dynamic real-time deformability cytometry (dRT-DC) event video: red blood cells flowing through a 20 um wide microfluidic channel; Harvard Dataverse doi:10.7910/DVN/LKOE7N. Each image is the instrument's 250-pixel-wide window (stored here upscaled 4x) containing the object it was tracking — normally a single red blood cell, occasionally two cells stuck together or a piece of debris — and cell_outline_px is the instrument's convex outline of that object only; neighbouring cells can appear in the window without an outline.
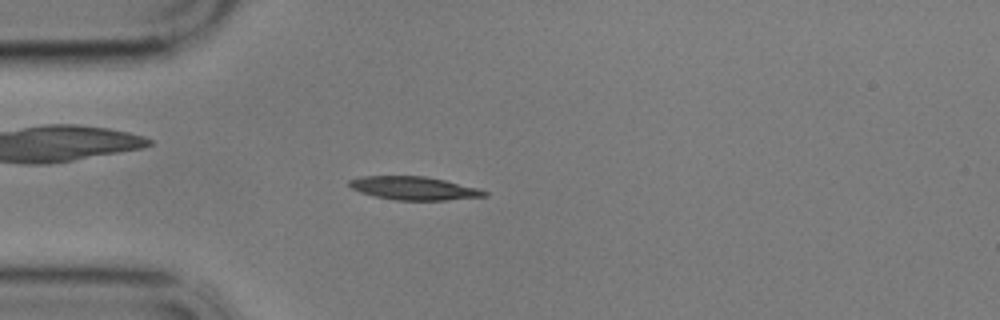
{"species": "common noctule bat (a hibernating species)", "species_latin": "Nyctalus noctula", "temperature_condition": "cold", "stored_images_in_passage": 52, "camera_frame_rate_fps": 3000, "um_per_image_px": 0.085, "animal": {"sex": "male", "body_mass_g": 17.9}, "frame": {"image": 1, "passage_image": 9, "time_ms": 2.667, "image_size_px": [1000, 320], "cell_outline_px": [[488, 196], [444, 200], [396, 200], [376, 196], [360, 192], [352, 188], [348, 184], [348, 180], [360, 176], [424, 176], [444, 180], [480, 188], [488, 192]], "centroid_in_image_um": [35.2, 15.99], "position_along_channel_um": 49.8, "area_um2": 18.32}}
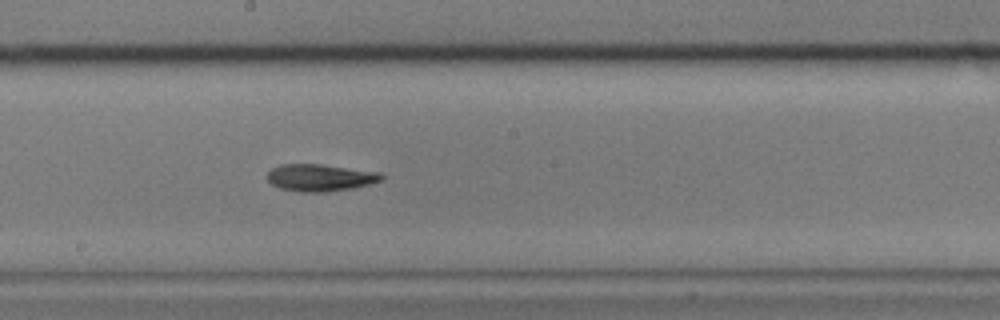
{"frame": {"image": 2, "passage_image": 25, "time_ms": 8.0, "image_size_px": [1000, 320], "cell_outline_px": [[384, 180], [352, 188], [324, 192], [300, 192], [280, 188], [272, 184], [268, 180], [268, 172], [272, 168], [280, 164], [320, 164], [380, 172], [384, 176]], "centroid_in_image_um": [27.22, 15.09], "position_along_channel_um": 221.0, "area_um2": 17.98}}
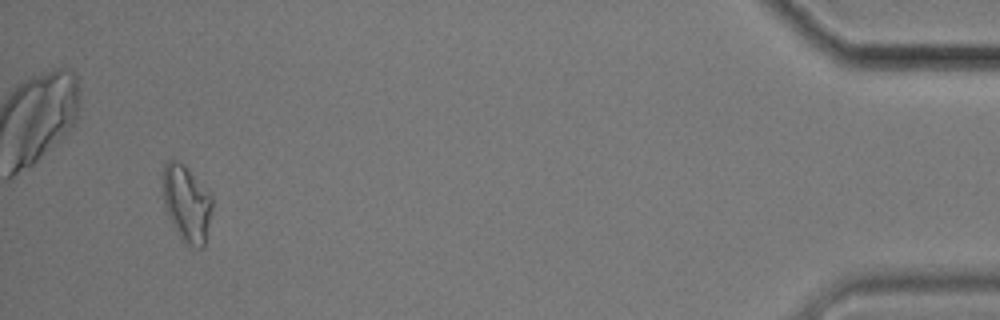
{"frame": {"image": 3, "passage_image": 49, "time_ms": 16.0, "image_size_px": [1000, 320], "cell_outline_px": [[212, 208], [204, 244], [200, 248], [196, 248], [188, 244], [176, 232], [168, 216], [164, 204], [164, 164], [168, 160], [176, 160], [184, 164], [212, 196]], "centroid_in_image_um": [15.87, 17.28], "position_along_channel_um": 419.3, "area_um2": 21.5}}